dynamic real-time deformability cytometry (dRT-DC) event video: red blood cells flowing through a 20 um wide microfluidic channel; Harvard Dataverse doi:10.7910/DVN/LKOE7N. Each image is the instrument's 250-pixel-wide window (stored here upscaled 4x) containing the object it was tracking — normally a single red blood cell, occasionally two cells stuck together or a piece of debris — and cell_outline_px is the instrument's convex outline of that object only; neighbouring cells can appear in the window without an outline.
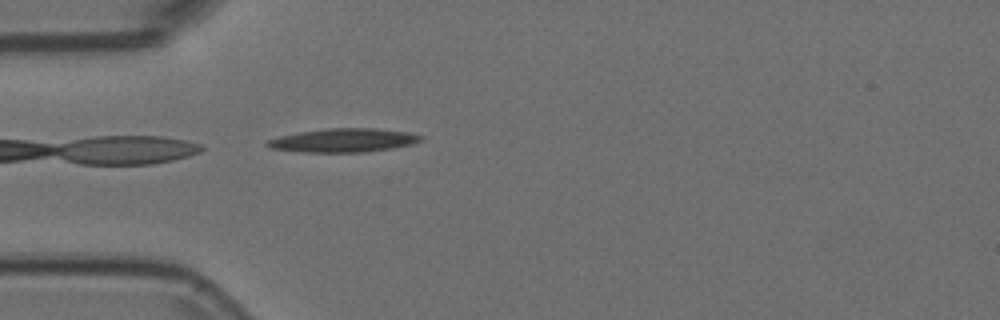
{"species": "Egyptian fruit bat (a non-hibernating species)", "species_latin": "Rousettus aegyptiacus", "temperature_condition": "room temperature", "stored_images_in_passage": 5, "camera_frame_rate_fps": 3000, "um_per_image_px": 0.085, "animal": {"sex": "female"}, "frame": {"image": 1, "passage_image": 5, "time_ms": 1.333, "image_size_px": [1000, 320], "cell_outline_px": [[424, 140], [412, 144], [392, 148], [364, 152], [304, 152], [268, 148], [264, 144], [268, 140], [280, 136], [300, 132], [328, 128], [376, 128], [408, 132], [424, 136]], "centroid_in_image_um": [29.22, 11.92], "position_along_channel_um": 55.8, "area_um2": 21.21}}